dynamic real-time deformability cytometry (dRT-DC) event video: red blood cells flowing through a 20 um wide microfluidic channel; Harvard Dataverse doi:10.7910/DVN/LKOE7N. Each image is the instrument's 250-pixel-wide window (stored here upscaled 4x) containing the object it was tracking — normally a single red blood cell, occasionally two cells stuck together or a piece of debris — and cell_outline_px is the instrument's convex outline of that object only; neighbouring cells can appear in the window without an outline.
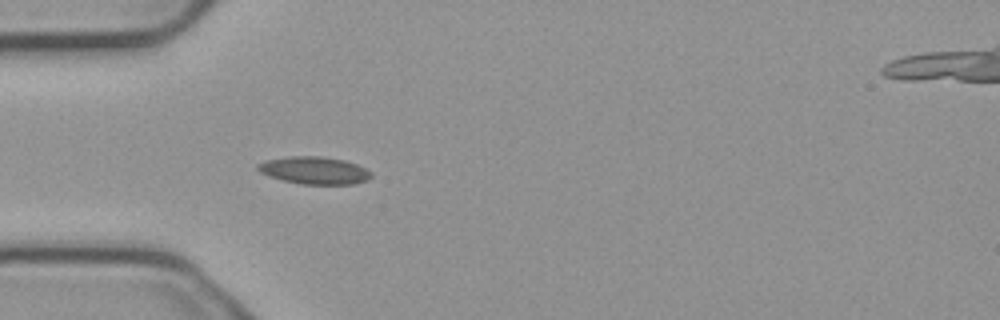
{"species": "common noctule bat (a hibernating species)", "species_latin": "Nyctalus noctula", "temperature_condition": "cold", "stored_images_in_passage": 3, "camera_frame_rate_fps": 3000, "um_per_image_px": 0.085, "animal": {"sex": "male", "body_mass_g": 23.1, "forearm_length_mm": 52.7}, "frame": {"image": 1, "passage_image": 3, "time_ms": 0.667, "image_size_px": [1000, 320], "cell_outline_px": [[372, 176], [368, 180], [356, 184], [300, 184], [268, 176], [260, 172], [256, 168], [256, 164], [268, 160], [292, 156], [320, 156], [344, 160], [356, 164], [372, 172]], "centroid_in_image_um": [26.73, 14.49], "position_along_channel_um": 58.3, "area_um2": 18.09}}